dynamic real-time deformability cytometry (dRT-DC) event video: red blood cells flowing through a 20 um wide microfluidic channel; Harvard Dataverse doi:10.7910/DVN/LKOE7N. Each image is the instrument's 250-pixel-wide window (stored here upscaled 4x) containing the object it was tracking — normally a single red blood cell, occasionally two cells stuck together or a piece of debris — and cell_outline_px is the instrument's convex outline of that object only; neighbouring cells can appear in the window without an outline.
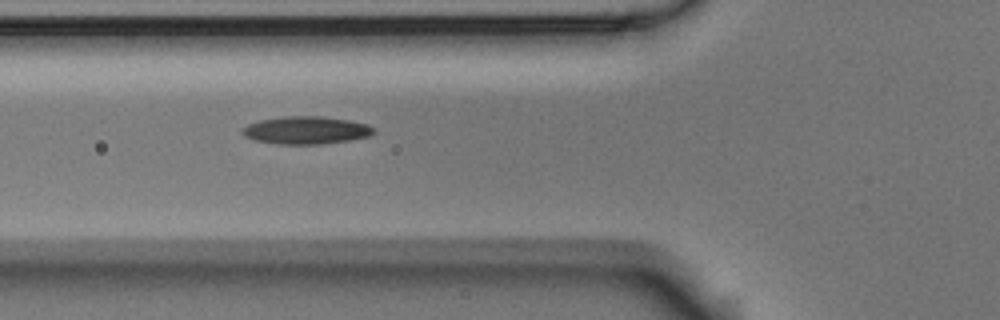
{"species": "Egyptian fruit bat (a non-hibernating species)", "species_latin": "Rousettus aegyptiacus", "temperature_condition": "room temperature", "stored_images_in_passage": 3, "segment_of_instrument_passage": [1, 2], "camera_frame_rate_fps": 3000, "um_per_image_px": 0.085, "animal": {"sex": "male"}, "frame": {"image": 1, "passage_image": 2, "time_ms": 1.0, "image_size_px": [1000, 320], "cell_outline_px": [[376, 132], [368, 136], [348, 140], [320, 144], [276, 144], [252, 140], [244, 136], [240, 132], [240, 128], [248, 124], [260, 120], [284, 116], [324, 116], [348, 120], [368, 124], [376, 128]], "centroid_in_image_um": [25.98, 11.06], "position_along_channel_um": 99.8, "area_um2": 21.44}}